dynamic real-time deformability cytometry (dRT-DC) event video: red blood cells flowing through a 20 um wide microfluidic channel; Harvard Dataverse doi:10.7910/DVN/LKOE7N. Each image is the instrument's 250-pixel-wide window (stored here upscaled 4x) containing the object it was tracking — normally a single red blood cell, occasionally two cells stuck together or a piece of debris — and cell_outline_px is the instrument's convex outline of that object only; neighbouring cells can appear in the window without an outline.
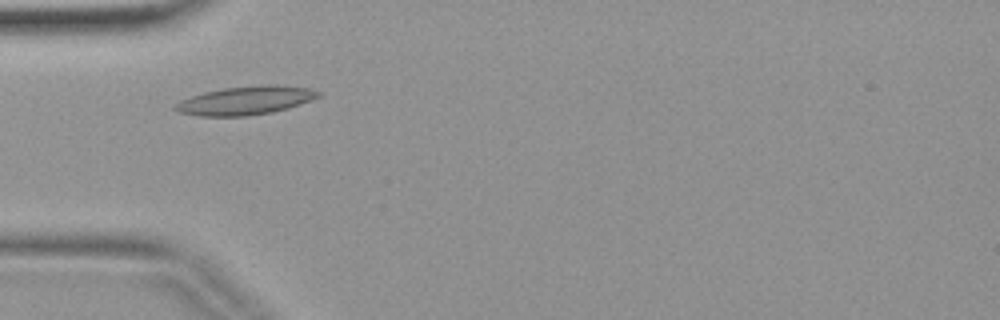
{"species": "common noctule bat (a hibernating species)", "species_latin": "Nyctalus noctula", "temperature_condition": "warm", "stored_images_in_passage": 2, "camera_frame_rate_fps": 3000, "um_per_image_px": 0.085, "animal": {"sex": "female", "body_mass_g": 19.9}, "frame": {"image": 1, "passage_image": 2, "time_ms": 0.333, "image_size_px": [1000, 320], "cell_outline_px": [[324, 92], [320, 96], [300, 104], [288, 108], [272, 112], [248, 116], [200, 116], [180, 112], [172, 108], [180, 100], [204, 92], [224, 88], [264, 84], [276, 84], [308, 88]], "centroid_in_image_um": [20.9, 8.53], "position_along_channel_um": 64.1, "area_um2": 23.81}}